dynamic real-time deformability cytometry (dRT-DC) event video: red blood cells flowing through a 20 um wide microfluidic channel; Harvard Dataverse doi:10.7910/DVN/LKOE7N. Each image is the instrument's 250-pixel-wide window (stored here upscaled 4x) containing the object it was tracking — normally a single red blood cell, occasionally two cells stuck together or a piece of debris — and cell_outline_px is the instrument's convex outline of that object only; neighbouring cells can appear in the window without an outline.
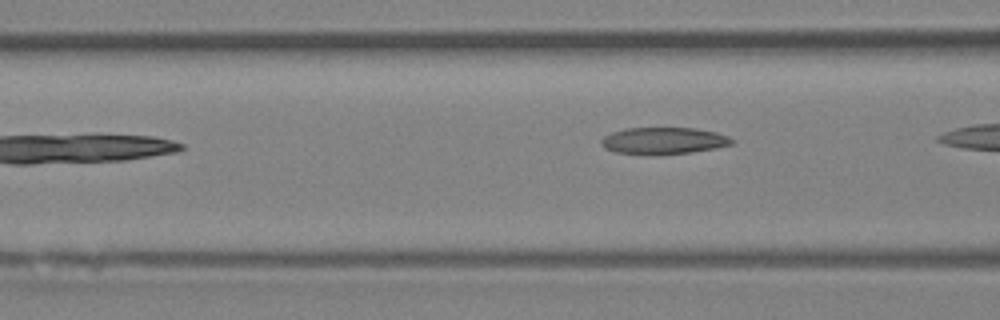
{"species": "Egyptian fruit bat (a non-hibernating species)", "species_latin": "Rousettus aegyptiacus", "temperature_condition": "room temperature", "stored_images_in_passage": 7, "camera_frame_rate_fps": 3000, "um_per_image_px": 0.085, "animal": {"sex": "female"}, "frame": {"image": 1, "passage_image": 5, "time_ms": 4.667, "image_size_px": [1000, 320], "cell_outline_px": [[736, 140], [732, 144], [716, 148], [692, 152], [652, 156], [616, 152], [604, 148], [600, 144], [600, 140], [604, 136], [612, 132], [624, 128], [696, 128], [716, 132], [728, 136]], "centroid_in_image_um": [56.39, 11.97], "position_along_channel_um": 110.2, "area_um2": 20.81}}
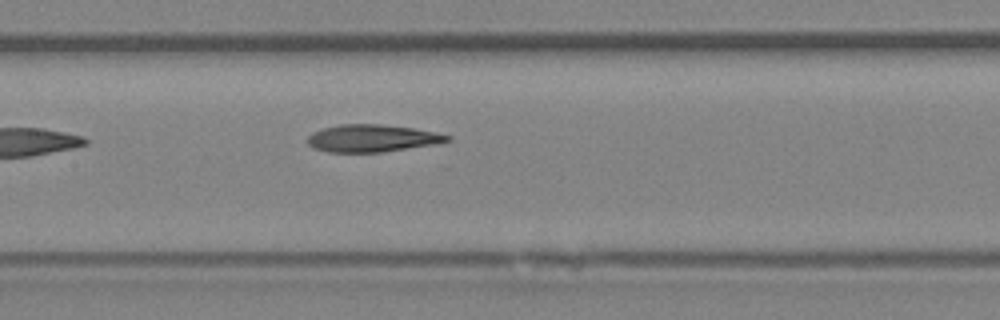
{"frame": {"image": 2, "passage_image": 7, "time_ms": 7.0, "image_size_px": [1000, 320], "cell_outline_px": [[452, 140], [440, 144], [380, 152], [328, 152], [312, 148], [308, 144], [308, 136], [312, 132], [324, 128], [340, 124], [380, 124], [412, 128], [452, 136]], "centroid_in_image_um": [31.64, 11.76], "position_along_channel_um": 175.8, "area_um2": 22.31}}